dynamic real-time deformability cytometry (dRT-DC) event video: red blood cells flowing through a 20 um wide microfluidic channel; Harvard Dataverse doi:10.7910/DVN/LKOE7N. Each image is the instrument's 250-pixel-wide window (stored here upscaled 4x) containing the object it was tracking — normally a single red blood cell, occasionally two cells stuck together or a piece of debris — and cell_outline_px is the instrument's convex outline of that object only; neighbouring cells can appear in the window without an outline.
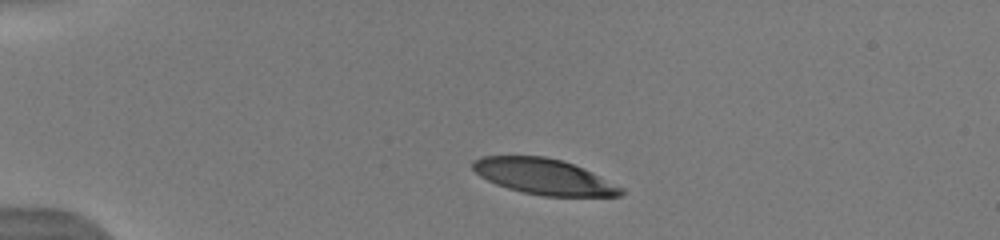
{"species": "human", "species_latin": "Homo sapiens", "temperature_condition": "warm", "stored_images_in_passage": 29, "camera_frame_rate_fps": 3000, "um_per_image_px": 0.085, "donor": {"sex": "male"}, "frame": {"image": 1, "passage_image": 1, "time_ms": 0.0, "image_size_px": [1000, 240], "cell_outline_px": [[624, 192], [620, 196], [544, 196], [524, 192], [508, 188], [496, 184], [480, 176], [472, 168], [472, 160], [480, 156], [544, 156], [560, 160], [584, 168], [624, 188]], "centroid_in_image_um": [46.22, 15.01], "position_along_channel_um": 38.8, "area_um2": 30.69}}
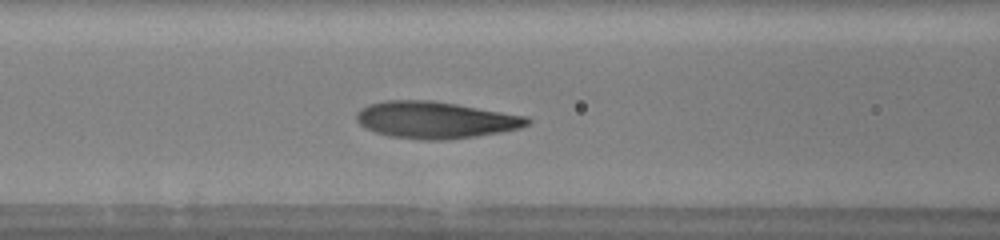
{"frame": {"image": 2, "passage_image": 16, "time_ms": 3.667, "image_size_px": [1000, 240], "cell_outline_px": [[532, 120], [528, 124], [520, 128], [500, 132], [476, 136], [448, 140], [420, 140], [388, 136], [364, 128], [356, 120], [356, 112], [360, 108], [368, 104], [384, 100], [432, 100], [528, 116]], "centroid_in_image_um": [36.98, 10.19], "position_along_channel_um": 129.6, "area_um2": 36.93}}
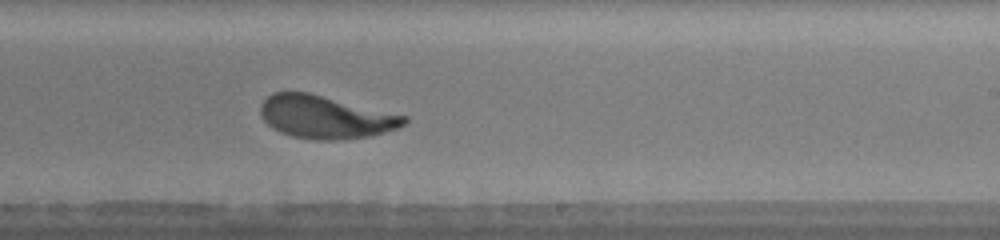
{"frame": {"image": 3, "passage_image": 26, "time_ms": 7.0, "image_size_px": [1000, 240], "cell_outline_px": [[408, 124], [372, 136], [336, 140], [316, 140], [292, 136], [280, 132], [272, 128], [264, 120], [260, 112], [260, 104], [272, 92], [308, 92], [408, 116]], "centroid_in_image_um": [27.67, 9.95], "position_along_channel_um": 261.3, "area_um2": 35.95}}